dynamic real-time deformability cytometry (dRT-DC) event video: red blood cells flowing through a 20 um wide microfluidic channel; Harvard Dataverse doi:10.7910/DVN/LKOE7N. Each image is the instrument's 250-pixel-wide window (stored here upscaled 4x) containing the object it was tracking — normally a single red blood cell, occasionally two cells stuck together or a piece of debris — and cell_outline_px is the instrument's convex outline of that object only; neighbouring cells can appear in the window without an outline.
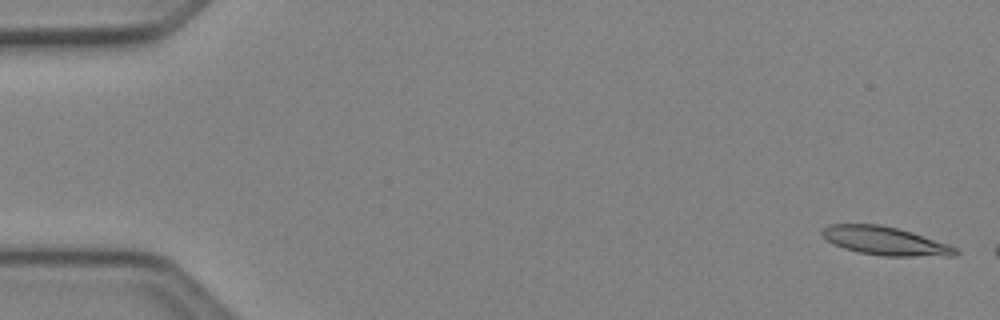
{"species": "Egyptian fruit bat (a non-hibernating species)", "species_latin": "Rousettus aegyptiacus", "temperature_condition": "cold", "stored_images_in_passage": 4, "camera_frame_rate_fps": 3000, "um_per_image_px": 0.085, "animal": {"sex": "female"}, "frame": {"image": 1, "passage_image": 1, "time_ms": 0.0, "image_size_px": [1000, 320], "cell_outline_px": [[960, 252], [956, 256], [884, 256], [860, 252], [844, 248], [828, 240], [820, 232], [828, 224], [880, 224], [912, 232], [948, 244], [956, 248]], "centroid_in_image_um": [75.27, 20.48], "position_along_channel_um": 9.7, "area_um2": 21.91}}